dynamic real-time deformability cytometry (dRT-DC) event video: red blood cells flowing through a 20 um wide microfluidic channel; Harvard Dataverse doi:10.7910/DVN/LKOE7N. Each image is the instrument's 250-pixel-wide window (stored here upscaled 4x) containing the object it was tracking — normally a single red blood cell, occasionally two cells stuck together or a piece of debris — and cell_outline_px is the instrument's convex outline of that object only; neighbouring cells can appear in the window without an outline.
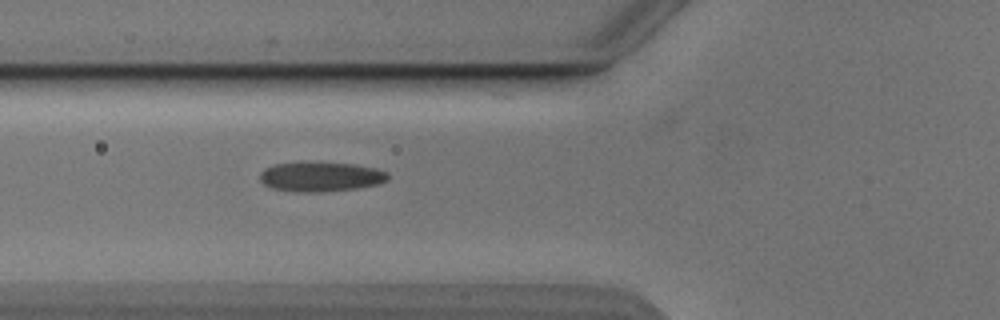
{"species": "Egyptian fruit bat (a non-hibernating species)", "species_latin": "Rousettus aegyptiacus", "temperature_condition": "cold", "stored_images_in_passage": 26, "camera_frame_rate_fps": 3000, "um_per_image_px": 0.085, "animal": {"sex": "male"}, "frame": {"image": 1, "passage_image": 2, "time_ms": 0.333, "image_size_px": [1000, 320], "cell_outline_px": [[388, 180], [380, 184], [356, 188], [320, 192], [296, 192], [272, 188], [264, 184], [260, 180], [260, 172], [264, 168], [272, 164], [356, 164], [376, 168], [388, 172]], "centroid_in_image_um": [27.28, 15.05], "position_along_channel_um": 98.5, "area_um2": 21.68}}
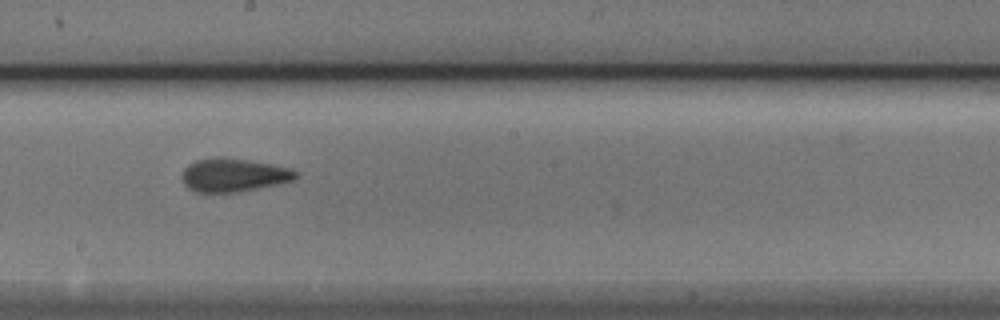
{"frame": {"image": 2, "passage_image": 12, "time_ms": 3.667, "image_size_px": [1000, 320], "cell_outline_px": [[296, 176], [292, 180], [276, 184], [236, 192], [196, 192], [188, 188], [184, 184], [180, 176], [184, 168], [188, 164], [196, 160], [244, 160], [272, 164], [292, 168], [296, 172]], "centroid_in_image_um": [19.82, 14.91], "position_along_channel_um": 228.4, "area_um2": 21.27}}
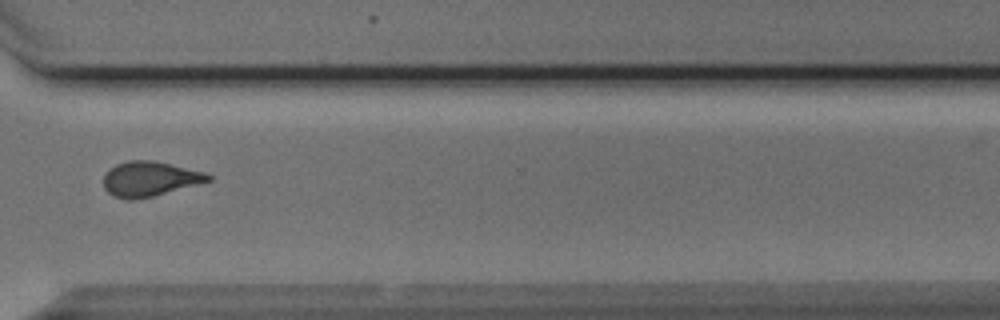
{"frame": {"image": 3, "passage_image": 22, "time_ms": 7.0, "image_size_px": [1000, 320], "cell_outline_px": [[212, 180], [152, 196], [136, 200], [128, 200], [116, 196], [108, 192], [104, 188], [104, 176], [116, 164], [128, 160], [152, 160], [204, 172], [212, 176]], "centroid_in_image_um": [12.72, 15.2], "position_along_channel_um": 357.9, "area_um2": 20.87}}